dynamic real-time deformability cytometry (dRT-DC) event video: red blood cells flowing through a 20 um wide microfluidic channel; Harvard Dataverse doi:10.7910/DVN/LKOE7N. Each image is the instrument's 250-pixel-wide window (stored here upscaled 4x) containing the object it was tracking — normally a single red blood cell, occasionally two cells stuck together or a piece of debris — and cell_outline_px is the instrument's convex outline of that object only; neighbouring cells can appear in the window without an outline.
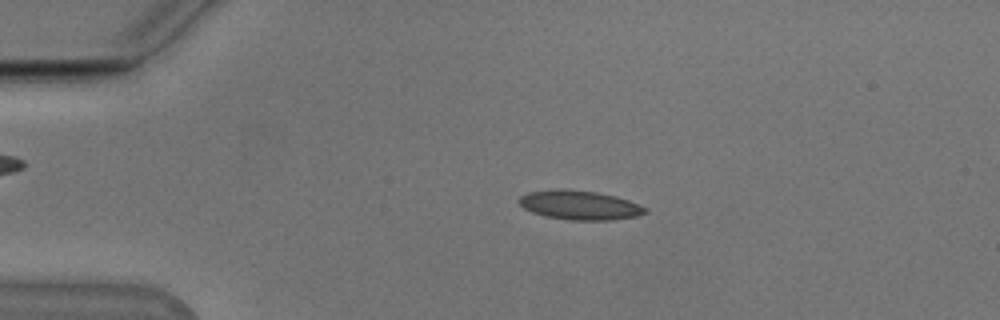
{"species": "Egyptian fruit bat (a non-hibernating species)", "species_latin": "Rousettus aegyptiacus", "temperature_condition": "cold", "stored_images_in_passage": 53, "camera_frame_rate_fps": 3000, "um_per_image_px": 0.085, "animal": {"sex": "male"}, "frame": {"image": 1, "passage_image": 11, "time_ms": 3.333, "image_size_px": [1000, 320], "cell_outline_px": [[648, 212], [636, 216], [608, 220], [572, 220], [544, 216], [532, 212], [524, 208], [516, 200], [520, 196], [528, 192], [596, 192], [616, 196], [628, 200], [648, 208]], "centroid_in_image_um": [49.32, 17.49], "position_along_channel_um": 35.7, "area_um2": 20.52}}
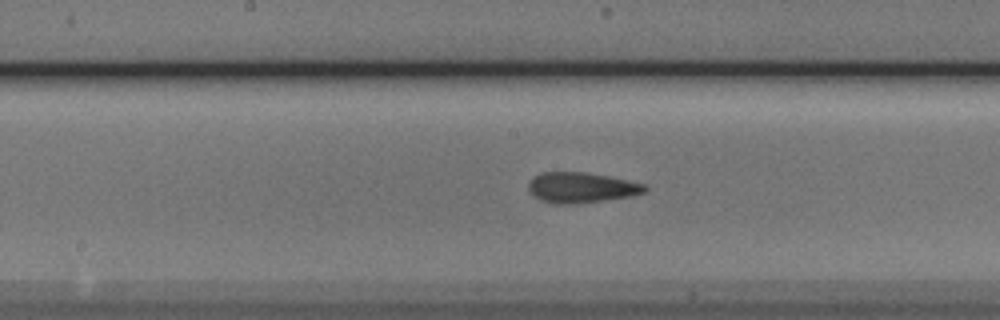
{"frame": {"image": 2, "passage_image": 27, "time_ms": 8.667, "image_size_px": [1000, 320], "cell_outline_px": [[648, 188], [644, 192], [628, 196], [604, 200], [572, 204], [552, 204], [540, 200], [528, 188], [528, 180], [532, 176], [540, 172], [584, 172], [608, 176], [628, 180], [644, 184]], "centroid_in_image_um": [49.35, 15.93], "position_along_channel_um": 198.8, "area_um2": 20.58}}
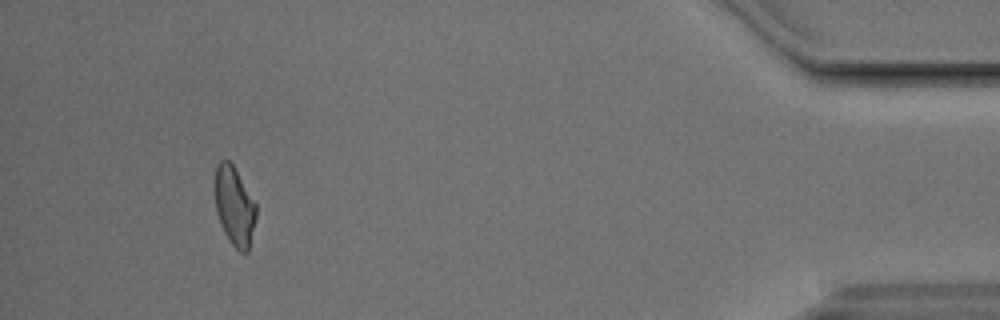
{"frame": {"image": 3, "passage_image": 49, "time_ms": 16.0, "image_size_px": [1000, 320], "cell_outline_px": [[256, 216], [248, 252], [240, 252], [228, 240], [220, 224], [216, 212], [216, 164], [220, 160], [228, 160], [232, 164], [256, 204]], "centroid_in_image_um": [19.93, 17.55], "position_along_channel_um": 415.3, "area_um2": 18.61}, "authors_computed_cell_mechanics": {"area_um2": 20.1144, "velocity_mm_per_s": 3.849, "shape_relaxation_time_tau1_ms": 10.8397, "shape_relaxation_time_tau2_ms": 1.2333, "deformation_change_tau1": 0.2174, "deformation_change_tau2": 0.0813}}